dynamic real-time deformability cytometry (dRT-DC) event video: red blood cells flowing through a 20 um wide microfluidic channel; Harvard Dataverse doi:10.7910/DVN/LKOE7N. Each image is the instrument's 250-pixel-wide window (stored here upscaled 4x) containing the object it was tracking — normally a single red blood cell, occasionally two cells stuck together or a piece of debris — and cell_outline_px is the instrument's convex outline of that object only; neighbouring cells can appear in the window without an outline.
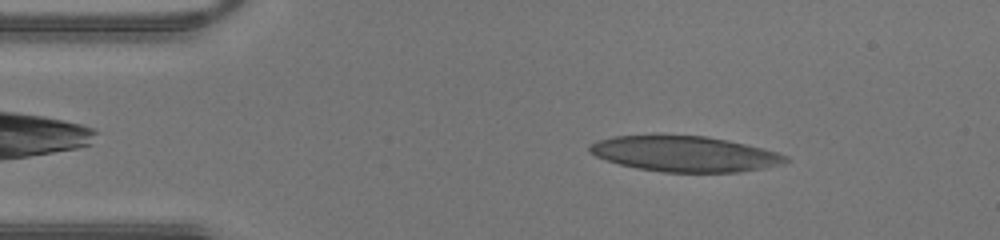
{"species": "human", "species_latin": "Homo sapiens", "temperature_condition": "warm", "stored_images_in_passage": 42, "camera_frame_rate_fps": 3000, "um_per_image_px": 0.085, "donor": {"sex": "male"}, "frame": {"image": 1, "passage_image": 6, "time_ms": 1.667, "image_size_px": [1000, 240], "cell_outline_px": [[792, 160], [780, 164], [740, 172], [664, 172], [636, 168], [620, 164], [596, 156], [588, 152], [588, 144], [596, 140], [612, 136], [656, 132], [704, 136], [764, 148], [788, 156]], "centroid_in_image_um": [58.1, 13.03], "position_along_channel_um": 26.9, "area_um2": 41.56}}
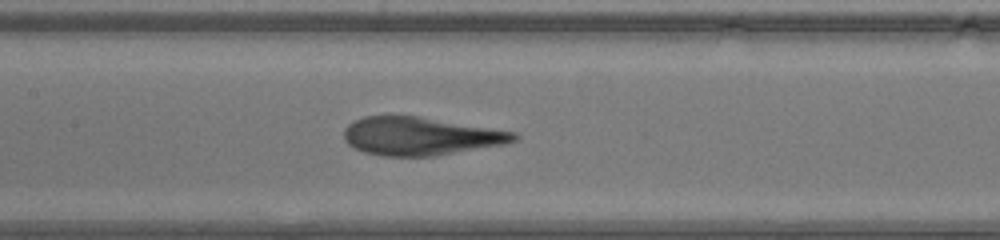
{"frame": {"image": 2, "passage_image": 19, "time_ms": 6.0, "image_size_px": [1000, 240], "cell_outline_px": [[520, 136], [516, 140], [504, 144], [432, 156], [384, 156], [364, 152], [348, 144], [344, 140], [344, 128], [352, 120], [364, 116], [416, 116], [516, 132]], "centroid_in_image_um": [35.7, 11.57], "position_along_channel_um": 171.7, "area_um2": 37.45}}
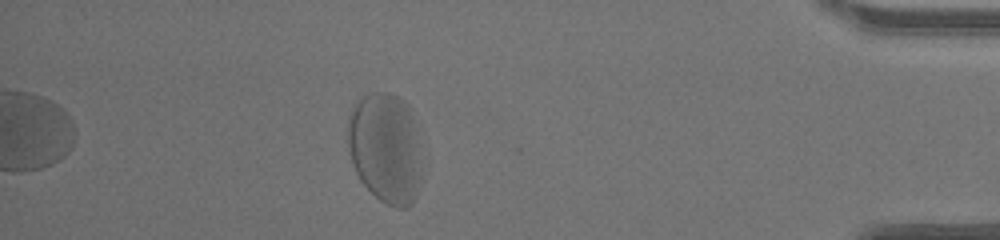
{"frame": {"image": 3, "passage_image": 37, "time_ms": 12.0, "image_size_px": [1000, 240], "cell_outline_px": [[416, 196], [412, 204], [408, 208], [396, 208], [380, 200], [360, 180], [356, 172], [348, 148], [348, 112], [356, 100], [372, 92], [388, 92], [404, 100], [408, 108], [412, 120], [416, 172]], "centroid_in_image_um": [32.62, 12.54], "position_along_channel_um": 402.6, "area_um2": 45.66}}